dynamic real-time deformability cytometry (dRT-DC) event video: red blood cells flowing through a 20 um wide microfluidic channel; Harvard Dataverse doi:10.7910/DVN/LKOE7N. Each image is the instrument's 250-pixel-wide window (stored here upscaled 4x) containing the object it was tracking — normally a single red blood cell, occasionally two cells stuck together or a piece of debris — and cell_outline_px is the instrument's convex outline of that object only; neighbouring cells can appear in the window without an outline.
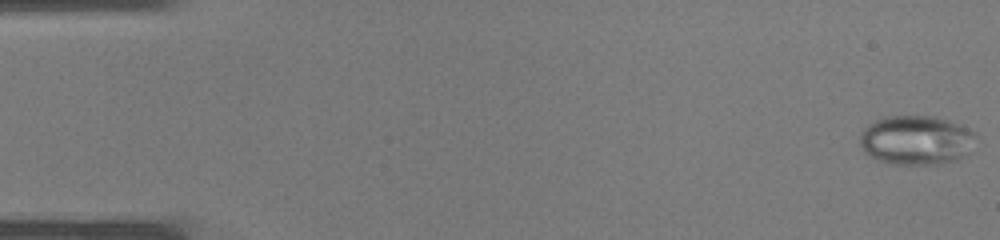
{"species": "common noctule bat (a hibernating species)", "species_latin": "Nyctalus noctula", "temperature_condition": "warm", "stored_images_in_passage": 37, "camera_frame_rate_fps": 3000, "um_per_image_px": 0.085, "animal": {"sex": "male", "body_mass_g": 19.0, "forearm_length_mm": 50.8}, "frame": {"image": 1, "passage_image": 1, "time_ms": 0.0, "image_size_px": [1000, 240], "cell_outline_px": [[976, 136], [972, 152], [956, 160], [940, 164], [892, 164], [876, 160], [864, 152], [860, 144], [860, 132], [868, 124], [884, 116], [936, 116], [960, 124], [972, 132]], "centroid_in_image_um": [77.88, 11.91], "position_along_channel_um": 7.1, "area_um2": 33.7}}
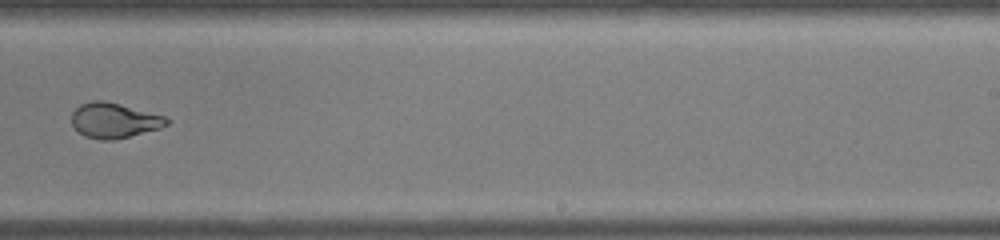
{"frame": {"image": 2, "passage_image": 24, "time_ms": 7.667, "image_size_px": [1000, 240], "cell_outline_px": [[172, 120], [168, 124], [160, 128], [112, 140], [100, 140], [84, 136], [72, 124], [72, 112], [80, 104], [92, 100], [104, 100], [120, 104], [164, 116]], "centroid_in_image_um": [9.69, 10.23], "position_along_channel_um": 279.3, "area_um2": 19.31}}
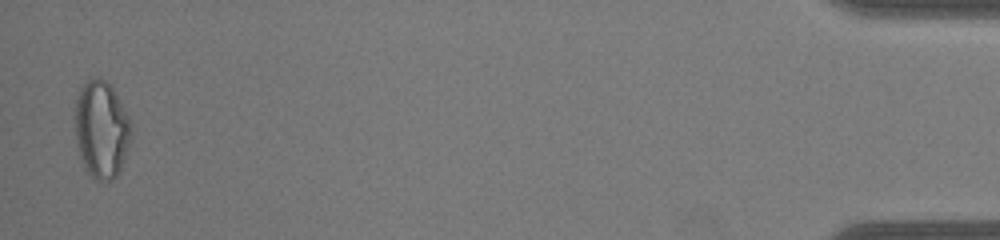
{"frame": {"image": 3, "passage_image": 37, "time_ms": 12.0, "image_size_px": [1000, 240], "cell_outline_px": [[132, 132], [128, 148], [120, 168], [116, 176], [112, 180], [96, 180], [84, 168], [76, 144], [76, 100], [80, 88], [88, 80], [104, 80], [112, 88], [120, 100], [128, 116]], "centroid_in_image_um": [8.62, 11.04], "position_along_channel_um": 426.6, "area_um2": 31.27}}